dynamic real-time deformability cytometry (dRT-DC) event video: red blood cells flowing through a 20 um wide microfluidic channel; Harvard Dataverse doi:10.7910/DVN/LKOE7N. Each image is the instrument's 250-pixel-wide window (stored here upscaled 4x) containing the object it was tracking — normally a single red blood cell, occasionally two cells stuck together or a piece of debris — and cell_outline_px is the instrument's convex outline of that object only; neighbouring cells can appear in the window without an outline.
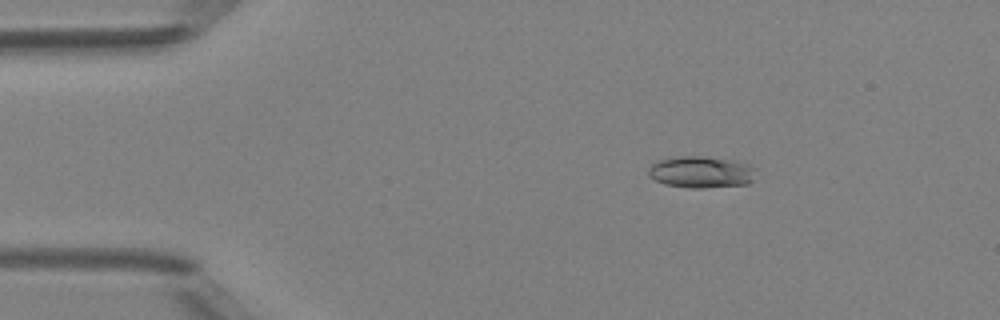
{"species": "Egyptian fruit bat (a non-hibernating species)", "species_latin": "Rousettus aegyptiacus", "temperature_condition": "room temperature", "stored_images_in_passage": 50, "camera_frame_rate_fps": 3000, "um_per_image_px": 0.085, "animal": {"sex": "female"}, "frame": {"image": 1, "passage_image": 9, "time_ms": 2.667, "image_size_px": [1000, 320], "cell_outline_px": [[756, 168], [752, 180], [748, 184], [704, 188], [692, 188], [664, 184], [648, 176], [648, 168], [652, 164], [660, 160], [680, 156], [700, 156], [732, 160], [748, 164]], "centroid_in_image_um": [59.59, 14.63], "position_along_channel_um": 25.4, "area_um2": 19.77}}
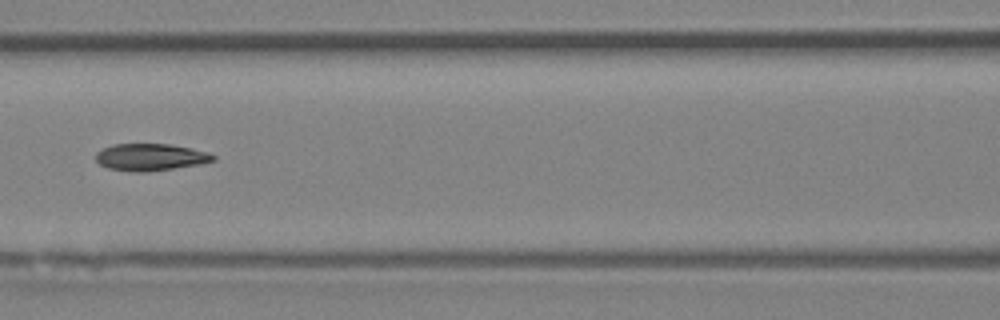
{"frame": {"image": 2, "passage_image": 23, "time_ms": 7.333, "image_size_px": [1000, 320], "cell_outline_px": [[216, 160], [200, 164], [148, 172], [136, 172], [108, 168], [100, 164], [96, 160], [96, 152], [112, 144], [168, 144], [192, 148], [208, 152], [216, 156]], "centroid_in_image_um": [12.81, 13.35], "position_along_channel_um": 153.8, "area_um2": 18.5}}
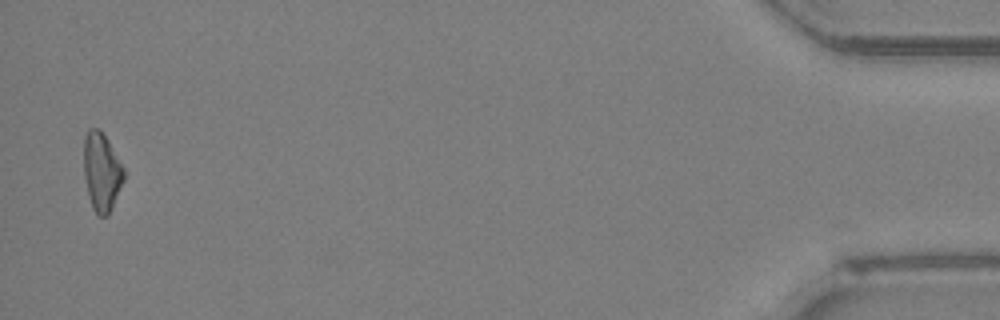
{"frame": {"image": 3, "passage_image": 49, "time_ms": 16.0, "image_size_px": [1000, 320], "cell_outline_px": [[124, 180], [112, 208], [108, 216], [100, 216], [92, 208], [88, 196], [84, 176], [84, 136], [88, 128], [100, 128], [108, 140], [124, 168]], "centroid_in_image_um": [8.63, 14.59], "position_along_channel_um": 426.6, "area_um2": 18.44}, "authors_computed_cell_mechanics": {"area_um2": 18.4382, "velocity_mm_per_s": 4.2151, "shape_relaxation_time_tau1_ms": null, "shape_relaxation_time_tau2_ms": 4.6333, "deformation_change_tau1": null, "deformation_change_tau2": 0.1296}}